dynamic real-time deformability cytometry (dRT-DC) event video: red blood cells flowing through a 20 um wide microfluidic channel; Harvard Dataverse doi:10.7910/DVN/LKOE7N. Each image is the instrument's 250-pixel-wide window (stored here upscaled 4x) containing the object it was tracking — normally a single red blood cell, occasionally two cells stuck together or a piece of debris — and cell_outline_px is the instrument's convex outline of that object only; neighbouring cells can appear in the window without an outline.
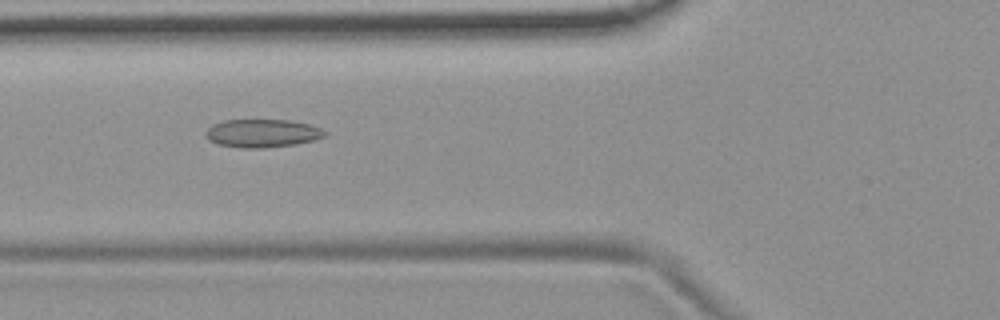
{"species": "common noctule bat (a hibernating species)", "species_latin": "Nyctalus noctula", "temperature_condition": "room temperature", "stored_images_in_passage": 53, "camera_frame_rate_fps": 3000, "um_per_image_px": 0.085, "animal": {"sex": "female", "body_mass_g": 19.9}, "frame": {"image": 1, "passage_image": 20, "time_ms": 6.333, "image_size_px": [1000, 320], "cell_outline_px": [[328, 132], [324, 136], [312, 140], [296, 144], [264, 148], [240, 148], [216, 144], [208, 140], [204, 132], [212, 124], [224, 120], [292, 120], [308, 124], [320, 128]], "centroid_in_image_um": [22.25, 11.33], "position_along_channel_um": 103.5, "area_um2": 19.65}}
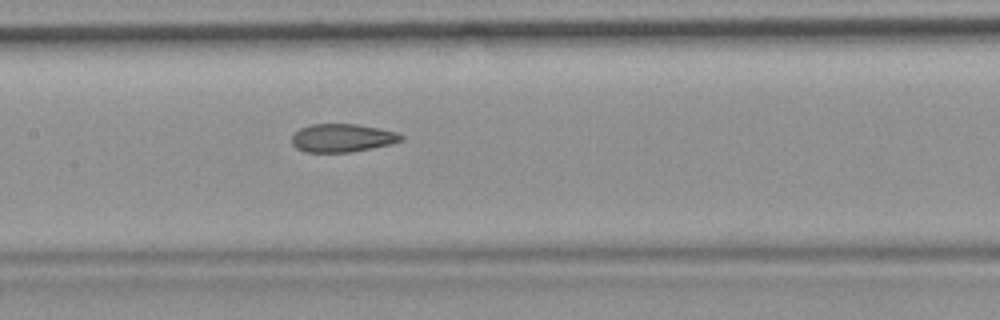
{"frame": {"image": 2, "passage_image": 26, "time_ms": 8.333, "image_size_px": [1000, 320], "cell_outline_px": [[404, 140], [392, 144], [352, 152], [304, 152], [296, 148], [292, 144], [292, 136], [300, 128], [312, 124], [356, 124], [380, 128], [396, 132], [404, 136]], "centroid_in_image_um": [29.12, 11.73], "position_along_channel_um": 178.3, "area_um2": 18.09}}
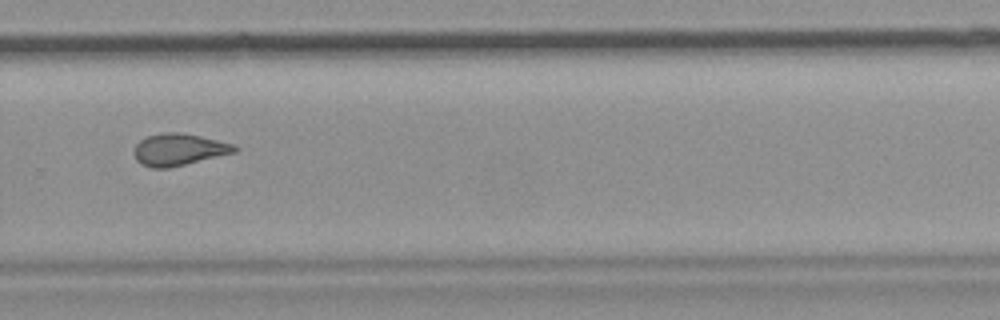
{"frame": {"image": 3, "passage_image": 37, "time_ms": 12.0, "image_size_px": [1000, 320], "cell_outline_px": [[240, 148], [236, 152], [168, 168], [152, 168], [140, 164], [136, 160], [132, 152], [136, 144], [140, 140], [148, 136], [160, 132], [180, 132], [200, 136], [236, 144]], "centroid_in_image_um": [15.19, 12.71], "position_along_channel_um": 314.6, "area_um2": 18.9}, "authors_computed_cell_mechanics": {"area_um2": 19.1318, "velocity_mm_per_s": 3.7276, "shape_relaxation_time_tau1_ms": null, "shape_relaxation_time_tau2_ms": 2.5797, "deformation_change_tau1": null, "deformation_change_tau2": 0.1057}}